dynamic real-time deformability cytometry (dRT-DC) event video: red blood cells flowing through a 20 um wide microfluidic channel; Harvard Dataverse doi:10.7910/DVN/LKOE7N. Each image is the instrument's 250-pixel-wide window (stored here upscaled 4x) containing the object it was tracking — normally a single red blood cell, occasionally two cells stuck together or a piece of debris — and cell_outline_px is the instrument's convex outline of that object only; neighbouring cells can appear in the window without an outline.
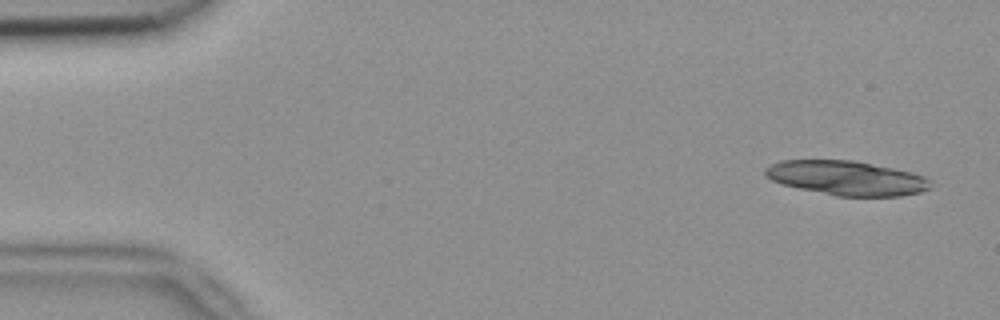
{"species": "common noctule bat (a hibernating species)", "species_latin": "Nyctalus noctula", "temperature_condition": "room temperature", "stored_images_in_passage": 5, "camera_frame_rate_fps": 3000, "um_per_image_px": 0.085, "animal": {"sex": "female", "body_mass_g": 18.4}, "frame": {"image": 1, "passage_image": 1, "time_ms": 0.0, "image_size_px": [1000, 320], "cell_outline_px": [[932, 188], [920, 192], [900, 196], [836, 196], [780, 184], [764, 176], [764, 168], [780, 160], [852, 160], [912, 172], [924, 176], [928, 180]], "centroid_in_image_um": [71.93, 15.13], "position_along_channel_um": 13.1, "area_um2": 33.12}}
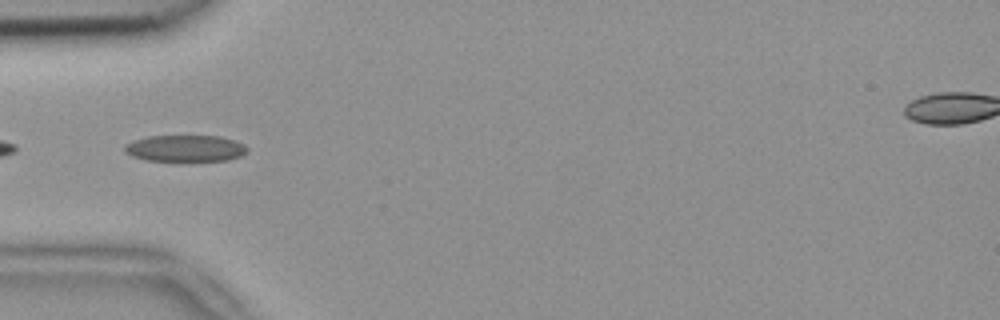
{"frame": {"image": 2, "passage_image": 5, "time_ms": 1.333, "image_size_px": [1000, 320], "cell_outline_px": [[248, 152], [240, 156], [228, 160], [184, 164], [144, 160], [132, 156], [124, 152], [124, 144], [132, 140], [148, 136], [220, 136], [244, 144], [248, 148]], "centroid_in_image_um": [15.72, 12.67], "position_along_channel_um": 69.3, "area_um2": 20.11}}